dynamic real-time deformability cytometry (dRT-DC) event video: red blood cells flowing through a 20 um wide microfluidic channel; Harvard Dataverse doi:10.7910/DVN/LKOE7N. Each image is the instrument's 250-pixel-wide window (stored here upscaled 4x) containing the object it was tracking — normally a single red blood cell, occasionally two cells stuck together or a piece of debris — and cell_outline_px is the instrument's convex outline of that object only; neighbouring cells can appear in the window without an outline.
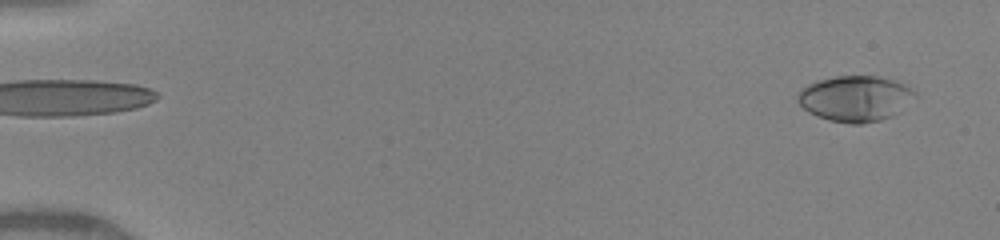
{"species": "human", "species_latin": "Homo sapiens", "temperature_condition": "warm", "stored_images_in_passage": 31, "camera_frame_rate_fps": 3000, "um_per_image_px": 0.085, "donor": {"sex": "female"}, "frame": {"image": 1, "passage_image": 3, "time_ms": 0.333, "image_size_px": [1000, 240], "cell_outline_px": [[920, 96], [900, 112], [892, 116], [880, 120], [860, 124], [852, 124], [828, 120], [816, 116], [808, 112], [796, 100], [796, 96], [800, 88], [816, 80], [836, 76], [876, 76], [892, 80], [912, 88]], "centroid_in_image_um": [72.71, 8.38], "position_along_channel_um": 12.3, "area_um2": 31.73}}
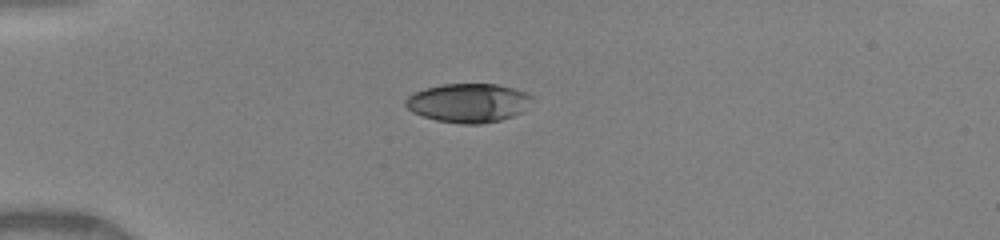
{"frame": {"image": 2, "passage_image": 19, "time_ms": 4.0, "image_size_px": [1000, 240], "cell_outline_px": [[532, 96], [520, 112], [512, 116], [500, 120], [480, 124], [464, 124], [436, 120], [412, 112], [404, 104], [404, 100], [408, 96], [424, 88], [444, 84], [496, 84], [512, 88], [524, 92]], "centroid_in_image_um": [39.74, 8.74], "position_along_channel_um": 45.3, "area_um2": 28.21}}
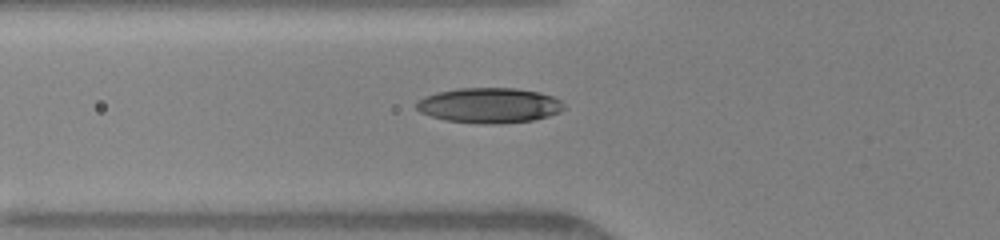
{"frame": {"image": 3, "passage_image": 27, "time_ms": 5.667, "image_size_px": [1000, 240], "cell_outline_px": [[564, 108], [560, 112], [548, 116], [532, 120], [492, 124], [484, 124], [444, 120], [420, 112], [416, 108], [416, 100], [424, 96], [436, 92], [456, 88], [516, 88], [540, 92], [552, 96], [560, 100], [564, 104]], "centroid_in_image_um": [41.56, 8.95], "position_along_channel_um": 84.2, "area_um2": 30.35}}